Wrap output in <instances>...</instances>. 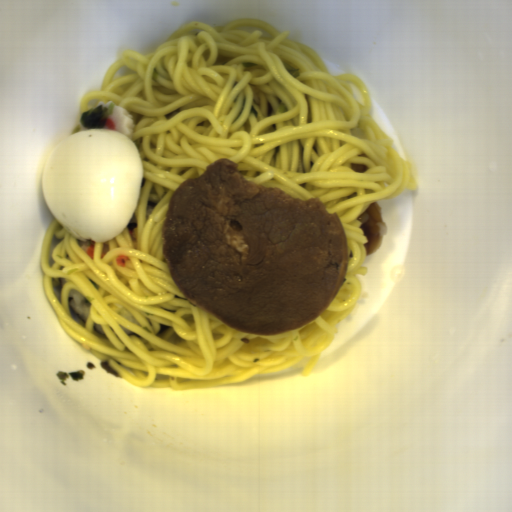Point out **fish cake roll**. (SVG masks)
Masks as SVG:
<instances>
[{
  "instance_id": "fish-cake-roll-1",
  "label": "fish cake roll",
  "mask_w": 512,
  "mask_h": 512,
  "mask_svg": "<svg viewBox=\"0 0 512 512\" xmlns=\"http://www.w3.org/2000/svg\"><path fill=\"white\" fill-rule=\"evenodd\" d=\"M98 105L108 107L105 129H115L126 137L130 136L133 127H135V122L131 113L110 100L108 102L100 100Z\"/></svg>"
}]
</instances>
